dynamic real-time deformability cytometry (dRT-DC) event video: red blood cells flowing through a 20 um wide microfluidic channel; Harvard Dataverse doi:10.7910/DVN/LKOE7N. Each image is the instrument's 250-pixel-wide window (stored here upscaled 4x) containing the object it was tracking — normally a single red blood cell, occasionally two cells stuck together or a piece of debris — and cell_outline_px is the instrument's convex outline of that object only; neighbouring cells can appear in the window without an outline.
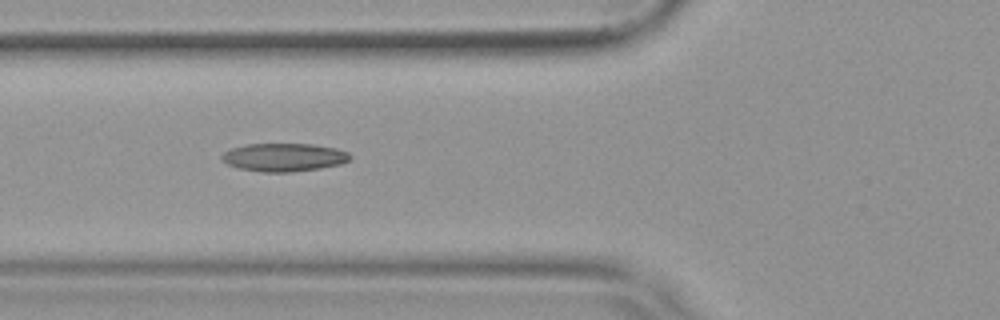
{"species": "common noctule bat (a hibernating species)", "species_latin": "Nyctalus noctula", "temperature_condition": "warm", "stored_images_in_passage": 39, "camera_frame_rate_fps": 3000, "um_per_image_px": 0.085, "animal": {"sex": "female", "body_mass_g": 19.9}, "frame": {"image": 1, "passage_image": 6, "time_ms": 1.667, "image_size_px": [1000, 320], "cell_outline_px": [[352, 156], [348, 160], [340, 164], [320, 168], [288, 172], [264, 172], [240, 168], [228, 164], [220, 156], [224, 152], [232, 148], [248, 144], [312, 144], [336, 148], [348, 152]], "centroid_in_image_um": [24.15, 13.36], "position_along_channel_um": 101.6, "area_um2": 20.81}}
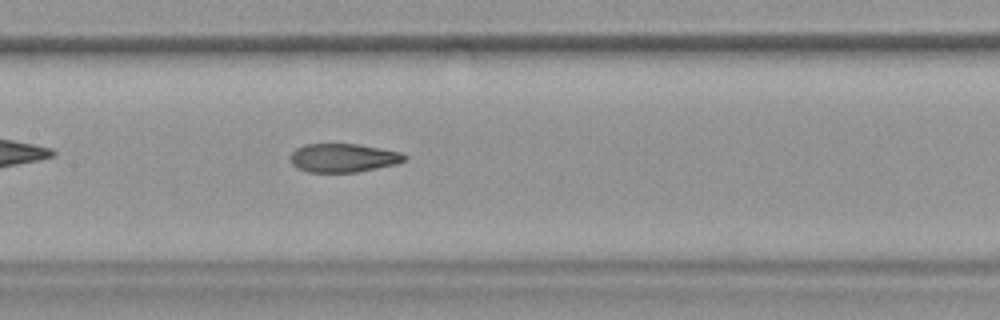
{"frame": {"image": 2, "passage_image": 12, "time_ms": 3.667, "image_size_px": [1000, 320], "cell_outline_px": [[408, 156], [404, 160], [396, 164], [356, 172], [308, 172], [292, 164], [292, 152], [296, 148], [304, 144], [356, 144], [380, 148], [400, 152]], "centroid_in_image_um": [29.19, 13.41], "position_along_channel_um": 178.2, "area_um2": 18.79}, "authors_computed_cell_mechanics": {"area_um2": 19.9988, "velocity_mm_per_s": 3.8173, "shape_relaxation_time_tau1_ms": null, "shape_relaxation_time_tau2_ms": 1.8771, "deformation_change_tau1": null, "deformation_change_tau2": 0.0998}}